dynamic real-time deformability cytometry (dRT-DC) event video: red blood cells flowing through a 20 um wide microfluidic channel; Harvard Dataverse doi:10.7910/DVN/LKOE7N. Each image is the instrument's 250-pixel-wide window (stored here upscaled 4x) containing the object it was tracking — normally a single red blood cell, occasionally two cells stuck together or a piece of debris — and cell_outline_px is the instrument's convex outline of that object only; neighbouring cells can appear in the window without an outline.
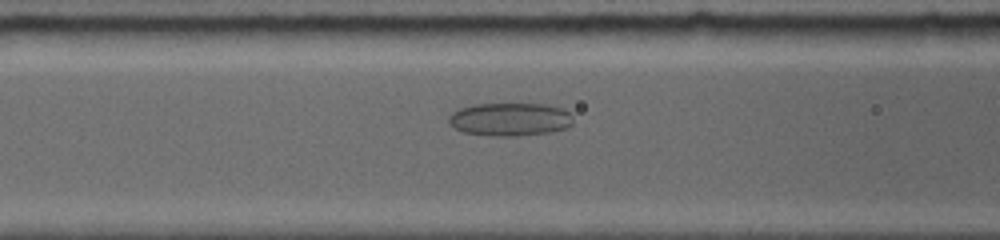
{"species": "common noctule bat (a hibernating species)", "species_latin": "Nyctalus noctula", "temperature_condition": "room temperature", "stored_images_in_passage": 54, "camera_frame_rate_fps": 5000, "um_per_image_px": 0.085, "animal": {"sex": "female", "body_mass_g": 19.0, "forearm_length_mm": 56.7}, "frame": {"image": 1, "passage_image": 20, "time_ms": 5.8, "image_size_px": [1000, 240], "cell_outline_px": [[572, 124], [564, 128], [544, 132], [464, 132], [456, 128], [448, 120], [448, 116], [452, 112], [460, 108], [476, 104], [544, 104], [564, 108], [572, 116]], "centroid_in_image_um": [43.37, 10.05], "position_along_channel_um": 123.2, "area_um2": 22.25}}
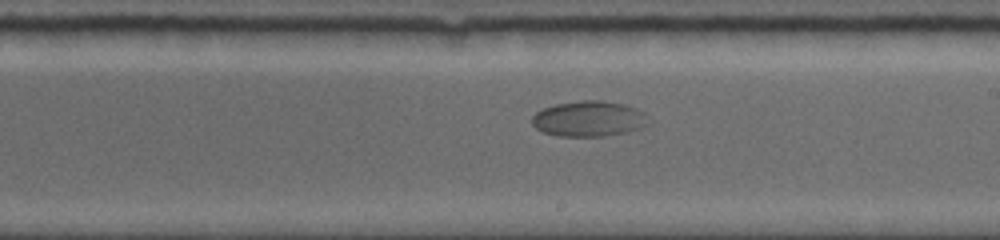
{"frame": {"image": 2, "passage_image": 30, "time_ms": 9.0, "image_size_px": [1000, 240], "cell_outline_px": [[644, 112], [640, 128], [624, 132], [600, 136], [560, 136], [544, 132], [536, 128], [532, 124], [532, 116], [536, 112], [544, 108], [556, 104], [580, 100], [600, 100], [624, 104], [636, 108]], "centroid_in_image_um": [49.95, 10.08], "position_along_channel_um": 239.1, "area_um2": 23.47}}
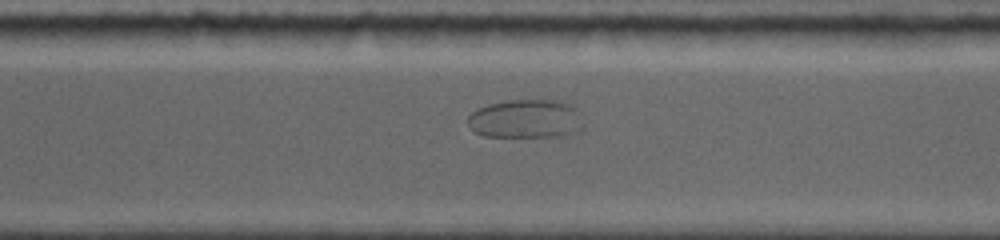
{"frame": {"image": 3, "passage_image": 38, "time_ms": 11.4, "image_size_px": [1000, 240], "cell_outline_px": [[584, 128], [576, 132], [564, 136], [484, 136], [472, 132], [468, 124], [468, 116], [472, 112], [488, 104], [508, 100], [556, 100], [572, 104], [584, 124]], "centroid_in_image_um": [44.7, 10.11], "position_along_channel_um": 325.9, "area_um2": 26.18}}